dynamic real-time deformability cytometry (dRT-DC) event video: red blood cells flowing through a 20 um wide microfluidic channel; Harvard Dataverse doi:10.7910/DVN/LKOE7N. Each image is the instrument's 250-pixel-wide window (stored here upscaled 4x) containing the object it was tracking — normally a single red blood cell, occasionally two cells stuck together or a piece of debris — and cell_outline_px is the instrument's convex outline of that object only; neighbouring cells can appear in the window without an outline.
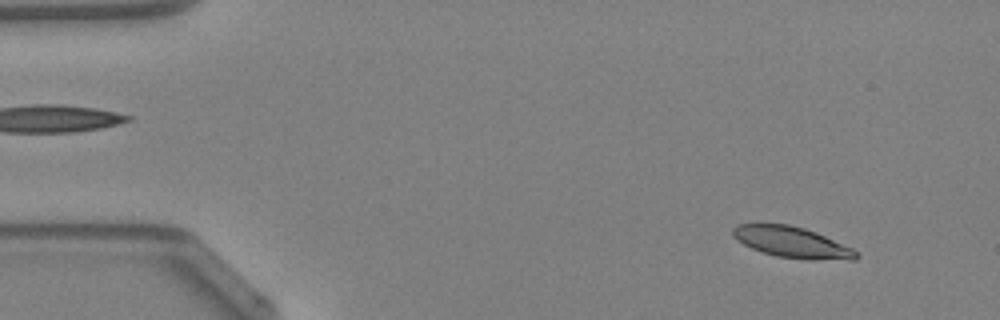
{"species": "Egyptian fruit bat (a non-hibernating species)", "species_latin": "Rousettus aegyptiacus", "temperature_condition": "warm", "stored_images_in_passage": 47, "camera_frame_rate_fps": 3000, "um_per_image_px": 0.085, "animal": {"sex": "female"}, "frame": {"image": 1, "passage_image": 4, "time_ms": 1.0, "image_size_px": [1000, 320], "cell_outline_px": [[860, 256], [856, 260], [804, 260], [776, 256], [752, 248], [744, 244], [732, 236], [732, 228], [740, 224], [788, 224], [804, 228], [816, 232], [852, 248], [860, 252]], "centroid_in_image_um": [67.38, 20.61], "position_along_channel_um": 17.6, "area_um2": 22.37}}
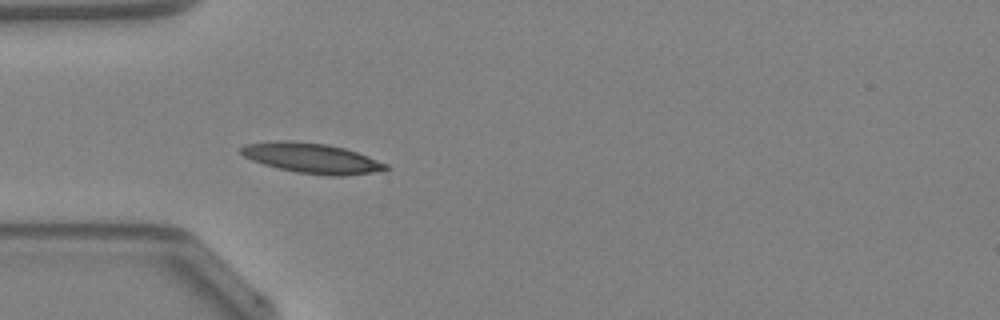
{"frame": {"image": 2, "passage_image": 14, "time_ms": 4.333, "image_size_px": [1000, 320], "cell_outline_px": [[388, 168], [384, 172], [344, 176], [328, 176], [296, 172], [264, 164], [252, 160], [244, 156], [240, 152], [240, 148], [244, 144], [276, 140], [292, 140], [328, 144], [344, 148], [368, 156], [388, 164]], "centroid_in_image_um": [26.54, 13.44], "position_along_channel_um": 58.5, "area_um2": 25.72}}
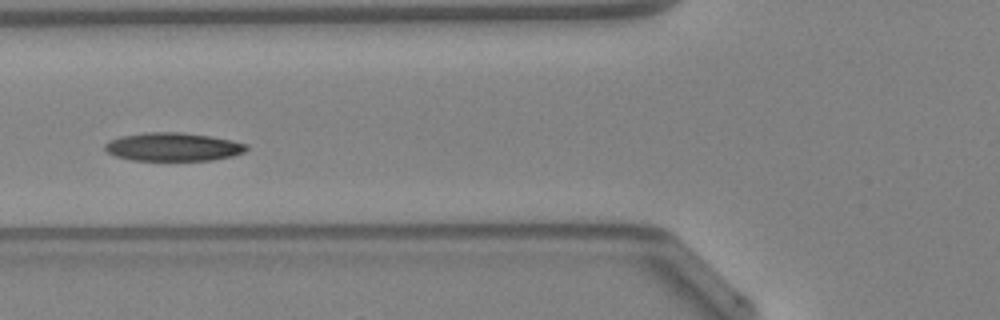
{"frame": {"image": 3, "passage_image": 18, "time_ms": 5.667, "image_size_px": [1000, 320], "cell_outline_px": [[248, 148], [244, 152], [232, 156], [212, 160], [132, 160], [116, 156], [108, 152], [104, 148], [104, 144], [108, 140], [120, 136], [144, 132], [180, 132], [212, 136], [232, 140], [248, 144]], "centroid_in_image_um": [14.71, 12.47], "position_along_channel_um": 111.1, "area_um2": 23.52}, "authors_computed_cell_mechanics": {"area_um2": 22.7154, "velocity_mm_per_s": 4.217, "shape_relaxation_time_tau1_ms": 4.2077, "shape_relaxation_time_tau2_ms": null, "deformation_change_tau1": 0.117, "deformation_change_tau2": null}}